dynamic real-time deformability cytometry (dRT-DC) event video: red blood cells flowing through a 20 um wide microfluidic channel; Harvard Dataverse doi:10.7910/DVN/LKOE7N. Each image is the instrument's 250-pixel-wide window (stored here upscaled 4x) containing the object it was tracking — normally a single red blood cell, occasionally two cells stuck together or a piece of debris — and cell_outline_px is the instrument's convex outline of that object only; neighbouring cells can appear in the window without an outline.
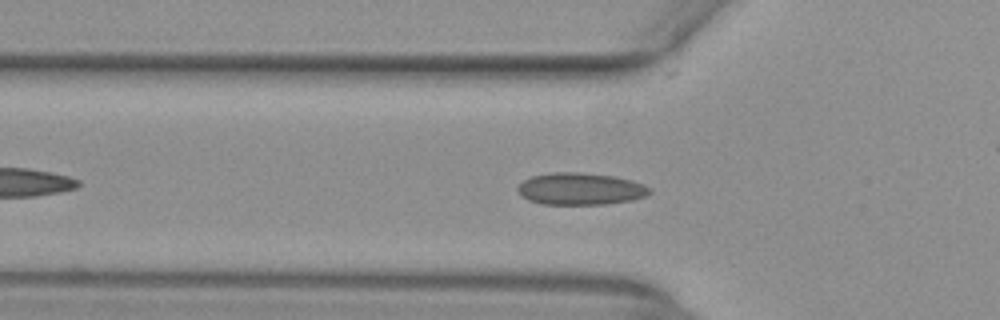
{"species": "common noctule bat (a hibernating species)", "species_latin": "Nyctalus noctula", "temperature_condition": "warm", "stored_images_in_passage": 44, "camera_frame_rate_fps": 3000, "um_per_image_px": 0.085, "animal": {"sex": "female", "body_mass_g": 29.2, "forearm_length_mm": 56.3}, "frame": {"image": 1, "passage_image": 8, "time_ms": 2.333, "image_size_px": [1000, 320], "cell_outline_px": [[652, 192], [648, 196], [632, 200], [604, 204], [540, 204], [528, 200], [516, 188], [524, 180], [532, 176], [552, 172], [580, 172], [616, 176], [632, 180], [644, 184], [652, 188]], "centroid_in_image_um": [49.4, 16.05], "position_along_channel_um": 76.4, "area_um2": 24.8}}
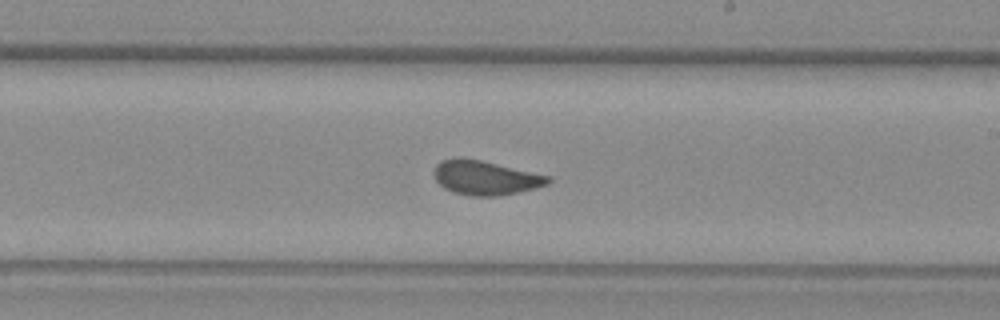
{"frame": {"image": 2, "passage_image": 21, "time_ms": 6.667, "image_size_px": [1000, 320], "cell_outline_px": [[552, 180], [548, 184], [516, 192], [496, 196], [472, 196], [452, 192], [444, 188], [436, 180], [432, 172], [436, 164], [440, 160], [456, 156], [480, 160], [552, 176]], "centroid_in_image_um": [41.21, 15.09], "position_along_channel_um": 247.8, "area_um2": 22.89}}
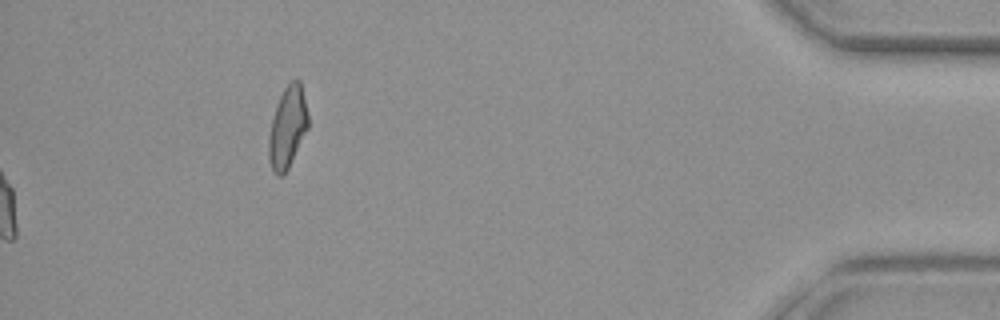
{"frame": {"image": 3, "passage_image": 44, "time_ms": 14.333, "image_size_px": [1000, 320], "cell_outline_px": [[308, 128], [288, 168], [280, 176], [276, 176], [272, 172], [268, 160], [268, 140], [272, 120], [276, 104], [284, 88], [292, 80], [300, 80], [308, 116]], "centroid_in_image_um": [24.42, 10.85], "position_along_channel_um": 410.8, "area_um2": 18.55}, "authors_computed_cell_mechanics": {"area_um2": 22.8888, "velocity_mm_per_s": 3.9511, "shape_relaxation_time_tau1_ms": null, "shape_relaxation_time_tau2_ms": 0.7187, "deformation_change_tau1": null, "deformation_change_tau2": 0.0469}}